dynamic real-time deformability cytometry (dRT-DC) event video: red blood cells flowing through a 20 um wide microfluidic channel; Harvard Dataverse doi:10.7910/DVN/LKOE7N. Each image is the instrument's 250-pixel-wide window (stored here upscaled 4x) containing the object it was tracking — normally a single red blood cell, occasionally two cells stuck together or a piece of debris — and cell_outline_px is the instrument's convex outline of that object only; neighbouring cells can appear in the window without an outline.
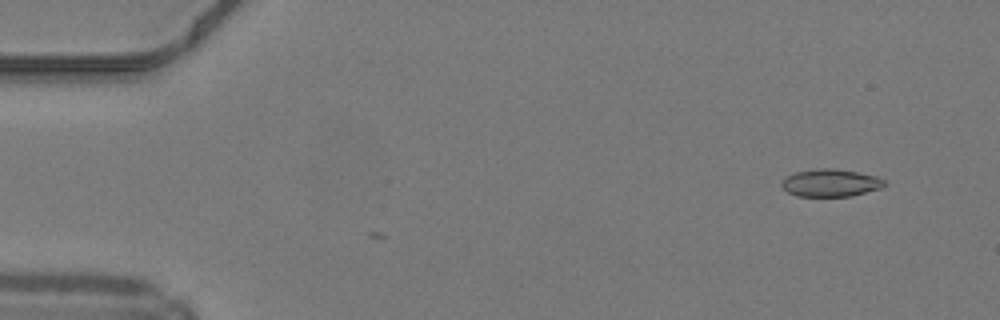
{"species": "common noctule bat (a hibernating species)", "species_latin": "Nyctalus noctula", "temperature_condition": "warm", "stored_images_in_passage": 2, "camera_frame_rate_fps": 3000, "um_per_image_px": 0.085, "animal": {"sex": "male", "body_mass_g": 19.2, "forearm_length_mm": 51.8}, "frame": {"image": 1, "passage_image": 2, "time_ms": 0.333, "image_size_px": [1000, 320], "cell_outline_px": [[884, 188], [852, 196], [796, 196], [788, 192], [780, 184], [780, 180], [796, 172], [816, 168], [832, 168], [856, 172], [876, 176], [884, 180]], "centroid_in_image_um": [70.59, 15.55], "position_along_channel_um": 14.4, "area_um2": 16.53}}